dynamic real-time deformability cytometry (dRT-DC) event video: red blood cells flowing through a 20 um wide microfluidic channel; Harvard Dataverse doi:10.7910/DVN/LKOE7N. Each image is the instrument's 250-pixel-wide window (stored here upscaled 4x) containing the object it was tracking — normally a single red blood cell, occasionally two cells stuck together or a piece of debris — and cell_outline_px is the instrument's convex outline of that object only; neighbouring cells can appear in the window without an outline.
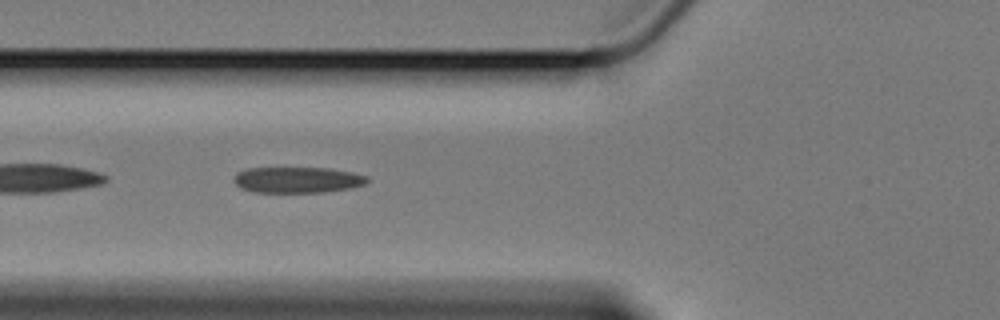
{"species": "Egyptian fruit bat (a non-hibernating species)", "species_latin": "Rousettus aegyptiacus", "temperature_condition": "cold", "stored_images_in_passage": 41, "camera_frame_rate_fps": 3000, "um_per_image_px": 0.085, "animal": {"sex": "female"}, "frame": {"image": 1, "passage_image": 4, "time_ms": 1.0, "image_size_px": [1000, 320], "cell_outline_px": [[368, 180], [364, 184], [348, 188], [324, 192], [252, 192], [240, 188], [232, 180], [236, 172], [244, 168], [328, 168], [352, 172], [368, 176]], "centroid_in_image_um": [25.21, 15.28], "position_along_channel_um": 100.6, "area_um2": 20.23}}
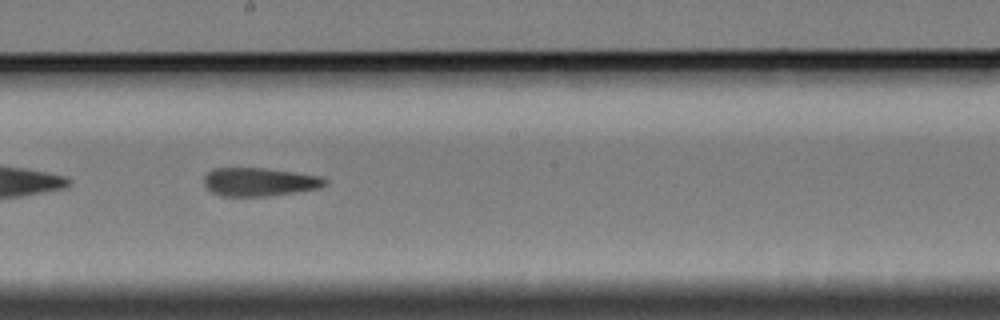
{"frame": {"image": 2, "passage_image": 15, "time_ms": 4.667, "image_size_px": [1000, 320], "cell_outline_px": [[328, 184], [320, 188], [268, 196], [220, 196], [212, 192], [204, 184], [204, 176], [212, 168], [264, 168], [320, 176], [328, 180]], "centroid_in_image_um": [22.05, 15.46], "position_along_channel_um": 226.2, "area_um2": 20.0}}
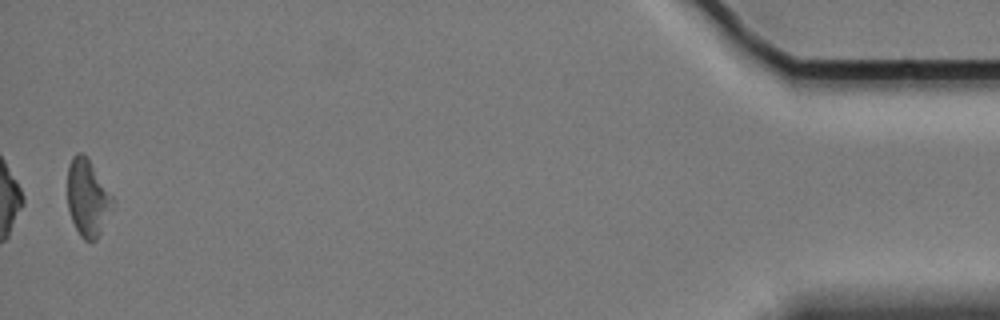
{"frame": {"image": 3, "passage_image": 40, "time_ms": 13.0, "image_size_px": [1000, 320], "cell_outline_px": [[112, 208], [96, 240], [84, 240], [80, 236], [72, 220], [68, 208], [68, 164], [72, 156], [76, 152], [80, 152], [88, 160], [112, 196]], "centroid_in_image_um": [7.41, 16.83], "position_along_channel_um": 427.8, "area_um2": 19.59}, "authors_computed_cell_mechanics": {"area_um2": 20.6924, "velocity_mm_per_s": 3.4116, "shape_relaxation_time_tau1_ms": 5.9522, "shape_relaxation_time_tau2_ms": 4.3677, "deformation_change_tau1": 0.1449, "deformation_change_tau2": 0.152}}